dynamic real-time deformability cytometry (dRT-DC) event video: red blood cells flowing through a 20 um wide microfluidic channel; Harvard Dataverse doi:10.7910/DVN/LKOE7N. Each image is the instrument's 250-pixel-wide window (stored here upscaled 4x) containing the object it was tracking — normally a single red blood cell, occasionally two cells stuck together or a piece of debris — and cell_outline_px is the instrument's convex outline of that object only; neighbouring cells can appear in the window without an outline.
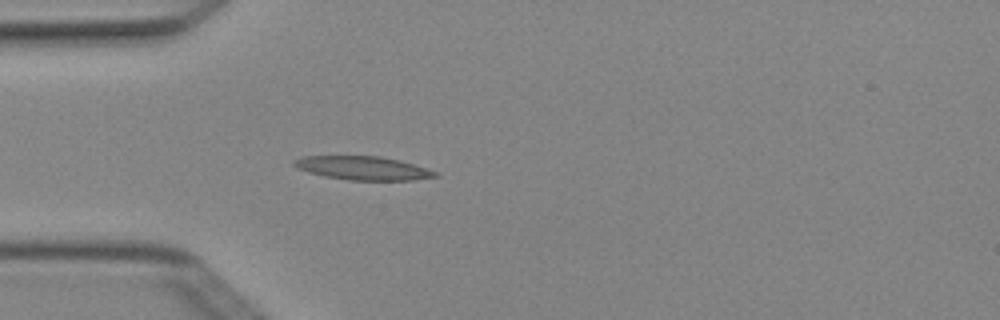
{"species": "Egyptian fruit bat (a non-hibernating species)", "species_latin": "Rousettus aegyptiacus", "temperature_condition": "cold", "stored_images_in_passage": 4, "camera_frame_rate_fps": 3000, "um_per_image_px": 0.085, "animal": {"sex": "female"}, "frame": {"image": 1, "passage_image": 4, "time_ms": 1.0, "image_size_px": [1000, 320], "cell_outline_px": [[440, 176], [412, 180], [348, 180], [324, 176], [308, 172], [292, 164], [292, 160], [304, 156], [380, 156], [400, 160], [440, 172]], "centroid_in_image_um": [30.89, 14.29], "position_along_channel_um": 54.1, "area_um2": 19.48}}